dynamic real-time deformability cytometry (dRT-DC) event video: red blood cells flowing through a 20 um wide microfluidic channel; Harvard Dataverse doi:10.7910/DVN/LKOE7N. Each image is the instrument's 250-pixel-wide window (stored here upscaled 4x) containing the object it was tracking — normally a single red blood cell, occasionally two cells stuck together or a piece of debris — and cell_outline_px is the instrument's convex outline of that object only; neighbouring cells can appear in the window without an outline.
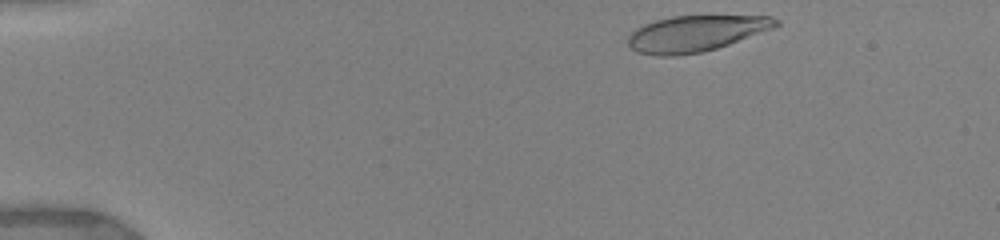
{"species": "human", "species_latin": "Homo sapiens", "temperature_condition": "warm", "stored_images_in_passage": 31, "camera_frame_rate_fps": 3000, "um_per_image_px": 0.085, "donor": {"sex": "female"}, "frame": {"image": 1, "passage_image": 2, "time_ms": 0.333, "image_size_px": [1000, 240], "cell_outline_px": [[780, 24], [772, 28], [728, 44], [716, 48], [700, 52], [676, 56], [660, 56], [636, 52], [628, 44], [628, 36], [636, 28], [644, 24], [656, 20], [672, 16], [768, 16], [780, 20]], "centroid_in_image_um": [59.1, 2.84], "position_along_channel_um": 25.9, "area_um2": 30.69}}
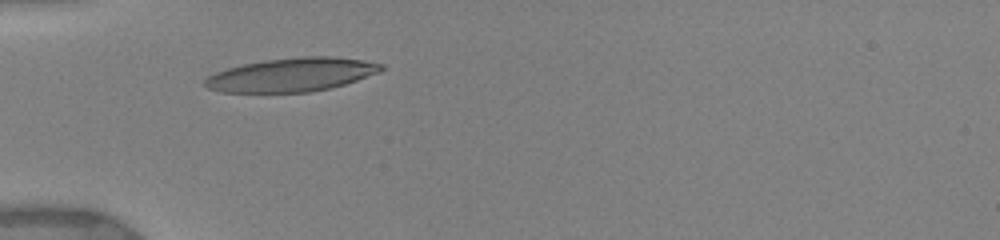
{"frame": {"image": 2, "passage_image": 14, "time_ms": 3.333, "image_size_px": [1000, 240], "cell_outline_px": [[384, 68], [380, 72], [344, 84], [328, 88], [308, 92], [220, 92], [208, 88], [204, 84], [204, 80], [208, 76], [216, 72], [240, 64], [264, 60], [304, 56], [332, 56], [364, 60], [384, 64]], "centroid_in_image_um": [24.79, 6.34], "position_along_channel_um": 60.2, "area_um2": 34.51}}
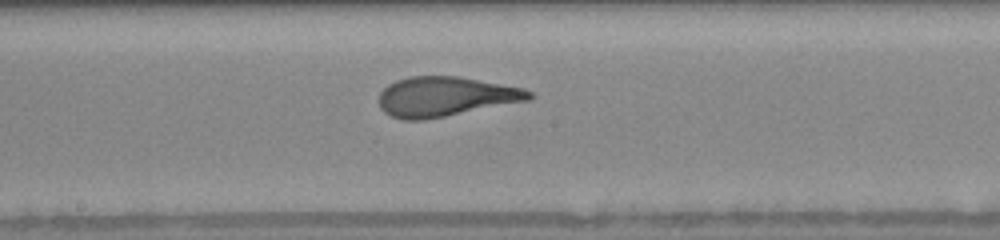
{"frame": {"image": 3, "passage_image": 25, "time_ms": 7.333, "image_size_px": [1000, 240], "cell_outline_px": [[536, 96], [528, 100], [424, 120], [400, 120], [384, 112], [380, 108], [380, 92], [388, 84], [396, 80], [412, 76], [460, 76], [524, 88], [532, 92]], "centroid_in_image_um": [37.86, 8.2], "position_along_channel_um": 210.3, "area_um2": 34.68}}